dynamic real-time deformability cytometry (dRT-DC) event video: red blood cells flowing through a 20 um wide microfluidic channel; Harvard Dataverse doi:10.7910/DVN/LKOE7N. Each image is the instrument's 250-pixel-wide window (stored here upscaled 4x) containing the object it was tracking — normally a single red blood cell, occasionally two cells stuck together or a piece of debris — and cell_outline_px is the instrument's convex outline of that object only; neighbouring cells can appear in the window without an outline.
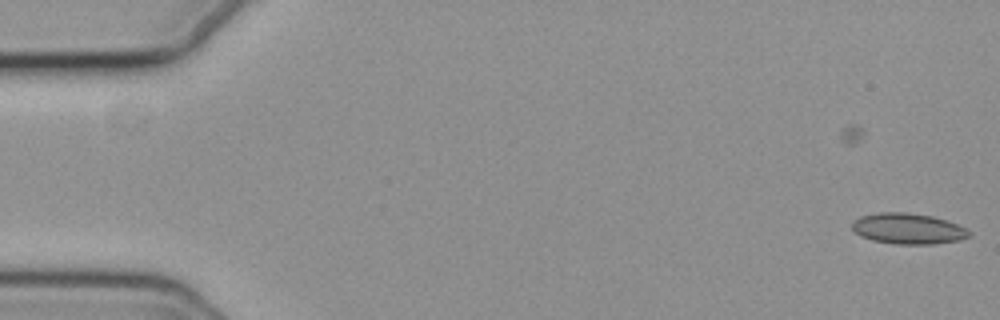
{"species": "common noctule bat (a hibernating species)", "species_latin": "Nyctalus noctula", "temperature_condition": "cold", "stored_images_in_passage": 6, "camera_frame_rate_fps": 3000, "um_per_image_px": 0.085, "animal": {"sex": "female", "body_mass_g": 19.3, "forearm_length_mm": 54.1}, "frame": {"image": 1, "passage_image": 6, "time_ms": 1.667, "image_size_px": [1000, 320], "cell_outline_px": [[968, 236], [960, 240], [932, 244], [896, 244], [872, 240], [860, 236], [852, 228], [852, 220], [860, 216], [880, 212], [908, 212], [932, 216], [948, 220], [964, 228], [968, 232]], "centroid_in_image_um": [77.13, 19.42], "position_along_channel_um": 7.9, "area_um2": 20.92}}